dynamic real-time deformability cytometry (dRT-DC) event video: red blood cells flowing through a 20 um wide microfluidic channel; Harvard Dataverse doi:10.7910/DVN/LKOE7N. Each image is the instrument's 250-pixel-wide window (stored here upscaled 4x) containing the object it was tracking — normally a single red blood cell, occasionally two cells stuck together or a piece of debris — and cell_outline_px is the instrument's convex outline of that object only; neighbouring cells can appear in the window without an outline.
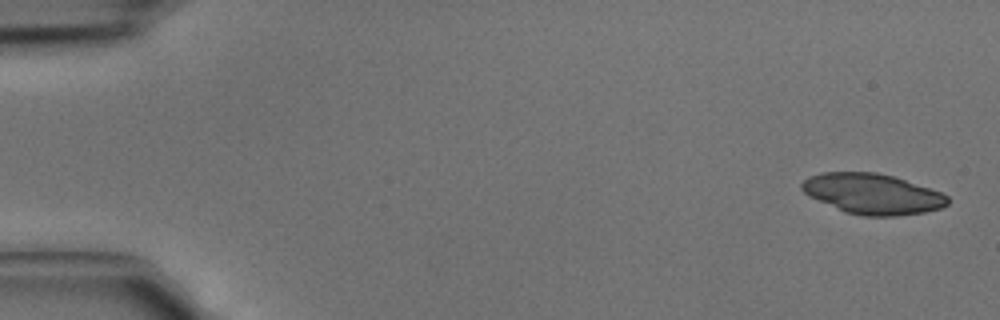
{"species": "common noctule bat (a hibernating species)", "species_latin": "Nyctalus noctula", "temperature_condition": "cold", "stored_images_in_passage": 4, "camera_frame_rate_fps": 3000, "um_per_image_px": 0.085, "animal": {"sex": "male", "body_mass_g": 15.6}, "frame": {"image": 1, "passage_image": 1, "time_ms": 0.0, "image_size_px": [1000, 320], "cell_outline_px": [[948, 204], [940, 208], [924, 212], [896, 216], [864, 216], [844, 212], [808, 196], [800, 188], [800, 184], [808, 176], [820, 172], [876, 172], [892, 176], [940, 192], [948, 196]], "centroid_in_image_um": [74.1, 16.48], "position_along_channel_um": 10.9, "area_um2": 34.28}}